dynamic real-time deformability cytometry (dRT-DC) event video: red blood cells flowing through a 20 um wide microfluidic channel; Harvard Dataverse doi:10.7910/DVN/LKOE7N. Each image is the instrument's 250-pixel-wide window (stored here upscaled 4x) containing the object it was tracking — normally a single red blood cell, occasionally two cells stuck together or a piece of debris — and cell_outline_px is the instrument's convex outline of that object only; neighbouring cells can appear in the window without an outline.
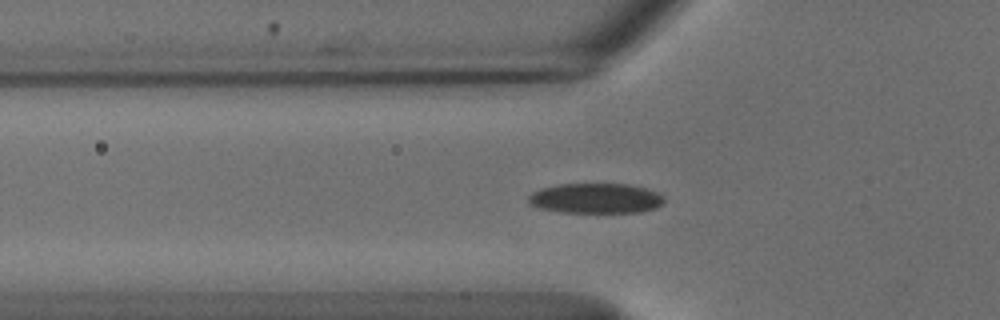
{"species": "common noctule bat (a hibernating species)", "species_latin": "Nyctalus noctula", "temperature_condition": "cold", "stored_images_in_passage": 40, "segment_of_instrument_passage": [1, 2], "camera_frame_rate_fps": 3000, "um_per_image_px": 0.085, "animal": {"sex": "male", "body_mass_g": 18.8}, "frame": {"image": 1, "passage_image": 3, "time_ms": 0.667, "image_size_px": [1000, 320], "cell_outline_px": [[664, 204], [656, 208], [640, 212], [564, 212], [540, 208], [532, 204], [528, 200], [528, 196], [532, 192], [540, 188], [556, 184], [628, 184], [648, 188], [664, 196]], "centroid_in_image_um": [50.67, 16.85], "position_along_channel_um": 75.1, "area_um2": 23.87}}
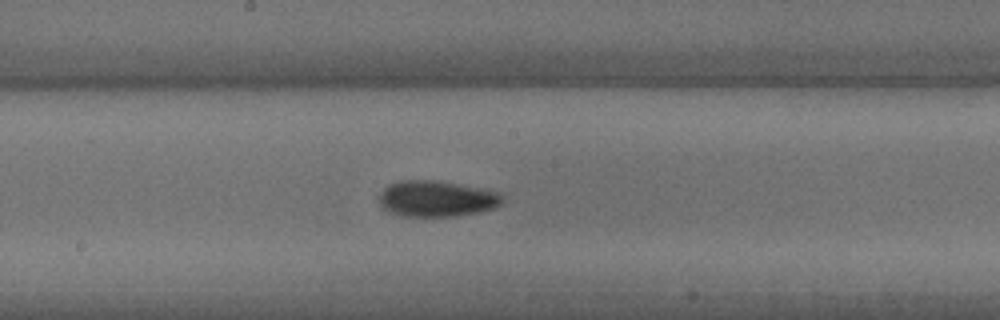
{"frame": {"image": 2, "passage_image": 14, "time_ms": 4.333, "image_size_px": [1000, 320], "cell_outline_px": [[504, 200], [500, 204], [492, 208], [480, 212], [456, 216], [400, 216], [388, 212], [380, 204], [380, 192], [388, 184], [400, 180], [436, 180], [488, 188], [500, 192], [504, 196]], "centroid_in_image_um": [37.15, 16.87], "position_along_channel_um": 211.1, "area_um2": 26.36}}
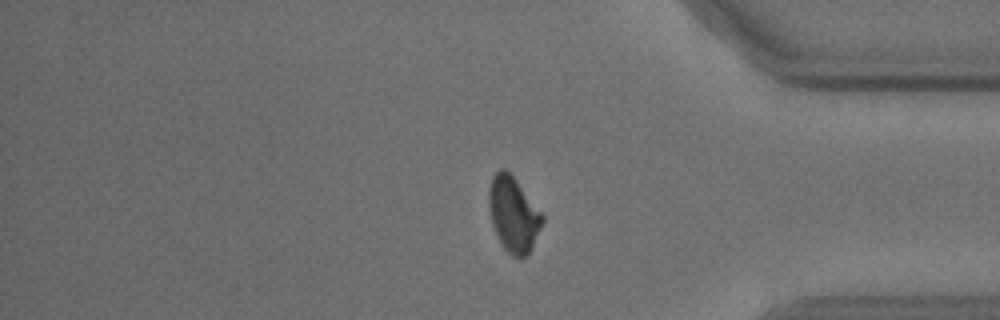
{"frame": {"image": 3, "passage_image": 30, "time_ms": 9.667, "image_size_px": [1000, 320], "cell_outline_px": [[544, 220], [532, 248], [528, 256], [520, 260], [512, 256], [504, 248], [492, 224], [488, 208], [488, 188], [492, 176], [500, 168], [504, 168], [516, 180], [544, 216]], "centroid_in_image_um": [43.63, 18.24], "position_along_channel_um": 391.6, "area_um2": 23.47}}